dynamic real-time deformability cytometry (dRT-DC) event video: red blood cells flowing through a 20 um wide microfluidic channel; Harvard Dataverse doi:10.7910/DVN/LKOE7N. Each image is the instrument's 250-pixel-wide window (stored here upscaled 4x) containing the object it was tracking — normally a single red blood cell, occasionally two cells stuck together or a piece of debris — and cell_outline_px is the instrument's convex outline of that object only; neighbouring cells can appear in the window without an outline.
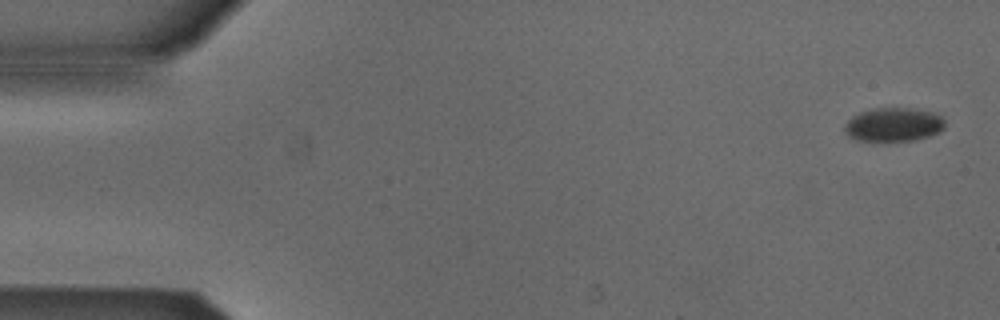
{"species": "Egyptian fruit bat (a non-hibernating species)", "species_latin": "Rousettus aegyptiacus", "temperature_condition": "cold", "stored_images_in_passage": 21, "camera_frame_rate_fps": 3000, "um_per_image_px": 0.085, "animal": {"sex": "male"}, "frame": {"image": 1, "passage_image": 1, "time_ms": 0.0, "image_size_px": [1000, 320], "cell_outline_px": [[944, 128], [940, 132], [928, 136], [912, 140], [856, 140], [848, 136], [844, 128], [844, 124], [852, 116], [860, 112], [876, 108], [908, 108], [932, 112], [940, 116], [944, 120]], "centroid_in_image_um": [75.94, 10.58], "position_along_channel_um": 9.1, "area_um2": 19.48}}
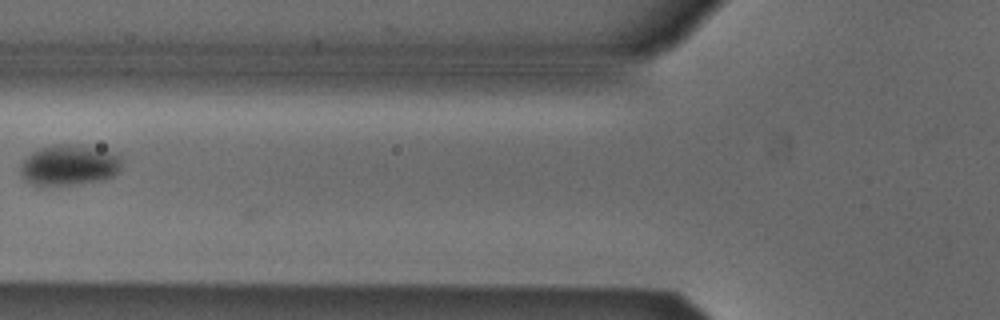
{"frame": {"image": 2, "passage_image": 20, "time_ms": 6.333, "image_size_px": [1000, 320], "cell_outline_px": [[120, 168], [112, 176], [100, 180], [76, 184], [44, 188], [32, 184], [20, 176], [20, 164], [32, 152], [40, 148], [52, 144], [80, 144], [108, 152], [120, 156]], "centroid_in_image_um": [5.79, 14.06], "position_along_channel_um": 120.0, "area_um2": 24.22}}